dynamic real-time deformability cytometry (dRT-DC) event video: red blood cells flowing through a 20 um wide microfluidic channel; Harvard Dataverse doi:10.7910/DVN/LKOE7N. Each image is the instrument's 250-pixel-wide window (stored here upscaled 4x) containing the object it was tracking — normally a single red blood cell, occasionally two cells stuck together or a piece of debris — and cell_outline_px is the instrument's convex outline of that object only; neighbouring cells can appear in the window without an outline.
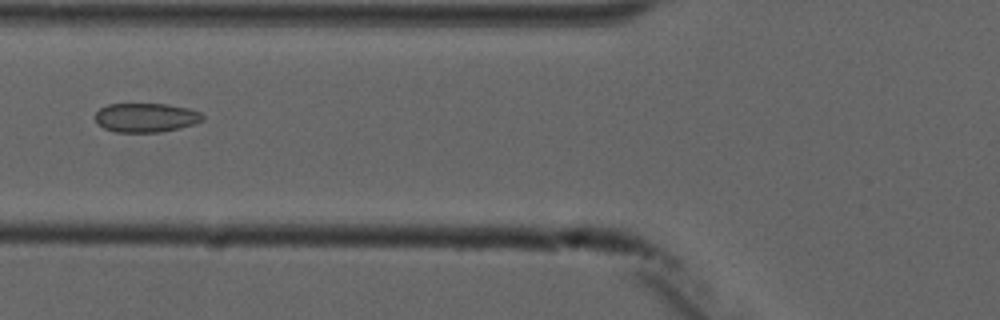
{"species": "common noctule bat (a hibernating species)", "species_latin": "Nyctalus noctula", "temperature_condition": "cold", "stored_images_in_passage": 8, "camera_frame_rate_fps": 3000, "um_per_image_px": 0.085, "animal": {"sex": "male", "forearm_length_mm": 52.5}, "frame": {"image": 1, "passage_image": 3, "time_ms": 2.333, "image_size_px": [1000, 320], "cell_outline_px": [[204, 120], [180, 128], [160, 132], [116, 132], [104, 128], [96, 120], [96, 112], [100, 108], [108, 104], [168, 104], [188, 108], [200, 112], [204, 116]], "centroid_in_image_um": [12.42, 9.99], "position_along_channel_um": 113.4, "area_um2": 18.15}}
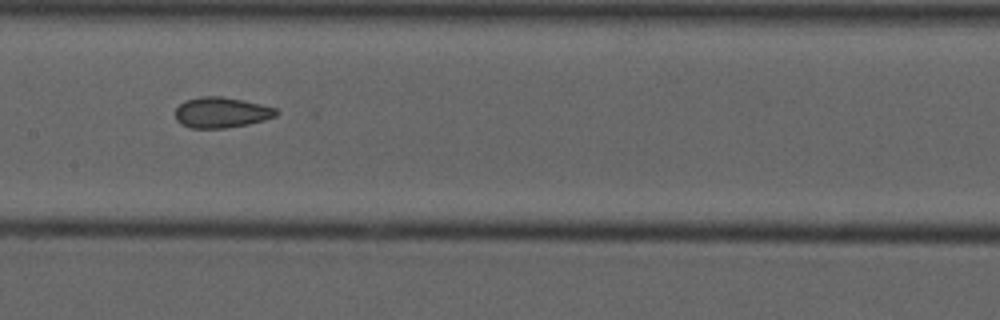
{"frame": {"image": 2, "passage_image": 5, "time_ms": 4.333, "image_size_px": [1000, 320], "cell_outline_px": [[280, 112], [276, 116], [264, 120], [248, 124], [224, 128], [192, 128], [180, 124], [176, 120], [176, 108], [184, 100], [200, 96], [224, 96], [244, 100], [276, 108]], "centroid_in_image_um": [18.82, 9.55], "position_along_channel_um": 188.6, "area_um2": 18.15}}
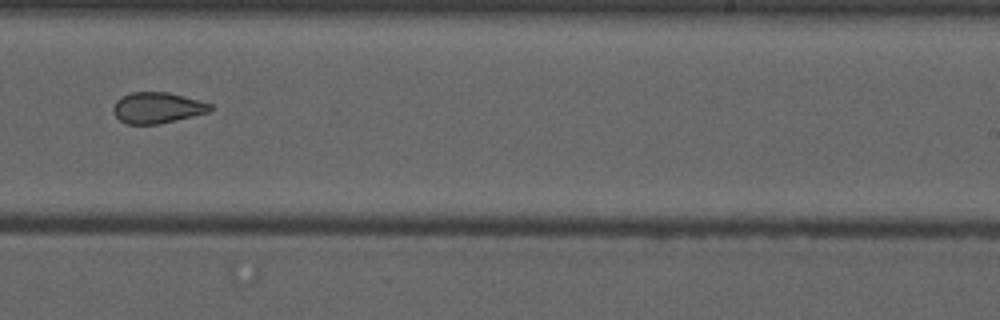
{"frame": {"image": 3, "passage_image": 7, "time_ms": 6.667, "image_size_px": [1000, 320], "cell_outline_px": [[212, 108], [208, 112], [192, 116], [156, 124], [128, 124], [120, 120], [112, 112], [112, 108], [116, 100], [120, 96], [132, 92], [168, 92], [212, 104]], "centroid_in_image_um": [13.31, 9.15], "position_along_channel_um": 275.7, "area_um2": 17.34}}